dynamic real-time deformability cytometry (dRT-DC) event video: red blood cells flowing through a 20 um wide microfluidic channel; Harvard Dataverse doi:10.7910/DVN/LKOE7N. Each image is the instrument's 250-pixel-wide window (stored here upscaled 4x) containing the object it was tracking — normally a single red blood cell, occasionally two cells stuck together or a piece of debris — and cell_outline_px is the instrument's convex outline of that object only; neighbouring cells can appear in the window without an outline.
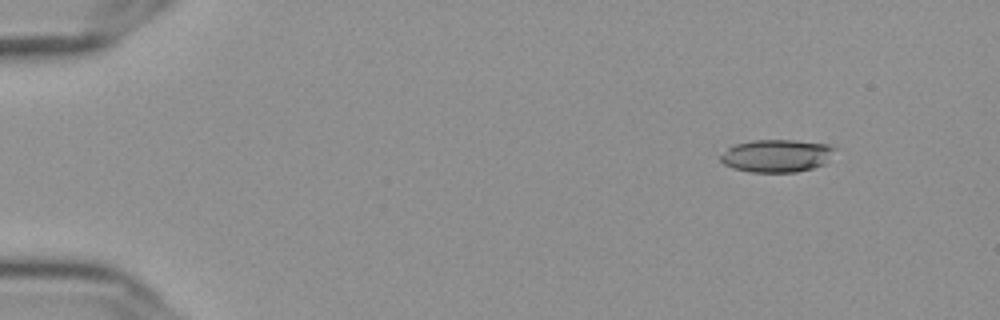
{"species": "Egyptian fruit bat (a non-hibernating species)", "species_latin": "Rousettus aegyptiacus", "temperature_condition": "cold", "stored_images_in_passage": 31, "camera_frame_rate_fps": 3000, "um_per_image_px": 0.085, "frame": {"image": 1, "passage_image": 7, "time_ms": 2.0, "image_size_px": [1000, 320], "cell_outline_px": [[836, 148], [824, 164], [812, 168], [796, 172], [752, 172], [732, 168], [724, 164], [720, 160], [720, 156], [732, 144], [752, 140], [796, 140], [828, 144]], "centroid_in_image_um": [65.99, 13.23], "position_along_channel_um": 19.0, "area_um2": 21.79}}
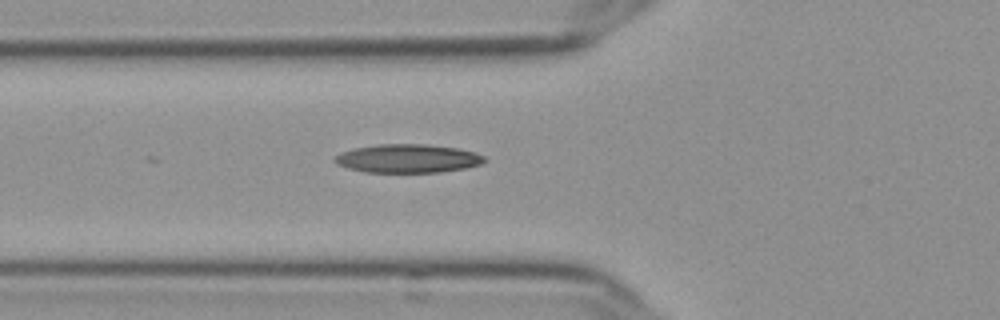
{"frame": {"image": 2, "passage_image": 22, "time_ms": 7.0, "image_size_px": [1000, 320], "cell_outline_px": [[484, 160], [480, 164], [464, 168], [440, 172], [364, 172], [348, 168], [340, 164], [336, 160], [336, 156], [352, 148], [376, 144], [428, 144], [460, 148], [476, 152], [484, 156]], "centroid_in_image_um": [34.7, 13.46], "position_along_channel_um": 91.1, "area_um2": 24.74}}
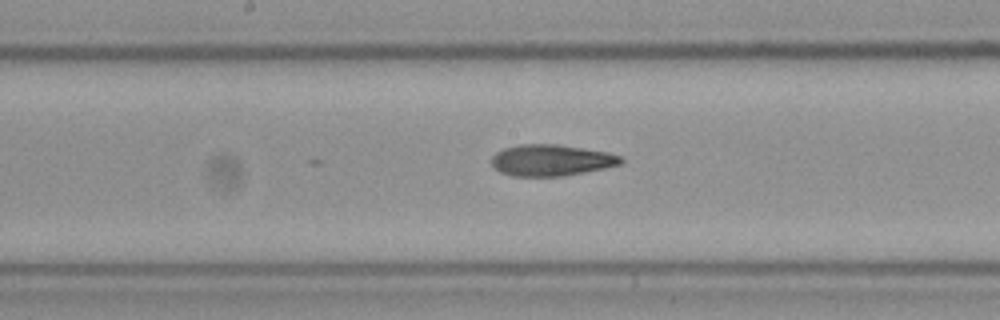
{"frame": {"image": 3, "passage_image": 31, "time_ms": 10.0, "image_size_px": [1000, 320], "cell_outline_px": [[624, 160], [620, 164], [604, 168], [564, 176], [512, 176], [500, 172], [492, 164], [492, 156], [496, 152], [504, 148], [520, 144], [556, 144], [608, 152], [620, 156]], "centroid_in_image_um": [46.84, 13.62], "position_along_channel_um": 201.4, "area_um2": 23.52}}